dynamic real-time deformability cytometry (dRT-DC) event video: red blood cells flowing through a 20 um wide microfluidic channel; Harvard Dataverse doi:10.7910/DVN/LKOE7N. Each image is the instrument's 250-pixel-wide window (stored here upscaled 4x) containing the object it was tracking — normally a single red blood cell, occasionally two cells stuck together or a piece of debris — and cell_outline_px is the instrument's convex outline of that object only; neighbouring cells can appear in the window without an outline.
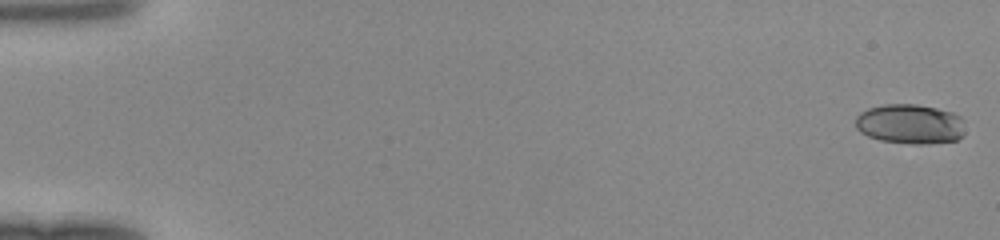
{"species": "human", "species_latin": "Homo sapiens", "temperature_condition": "room temperature", "stored_images_in_passage": 48, "camera_frame_rate_fps": 3000, "um_per_image_px": 0.085, "donor": {"sex": "female"}, "frame": {"image": 1, "passage_image": 1, "time_ms": 0.0, "image_size_px": [1000, 240], "cell_outline_px": [[964, 132], [956, 140], [928, 144], [916, 144], [880, 140], [868, 136], [860, 132], [856, 128], [856, 116], [860, 112], [868, 108], [884, 104], [916, 104], [936, 108], [952, 112], [960, 116], [964, 120]], "centroid_in_image_um": [77.35, 10.53], "position_along_channel_um": 7.6, "area_um2": 25.49}}
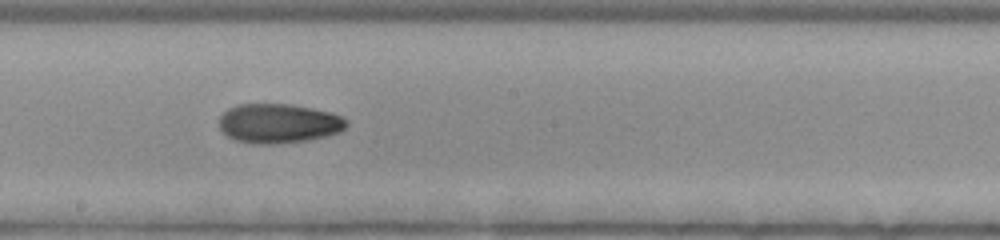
{"frame": {"image": 2, "passage_image": 28, "time_ms": 9.0, "image_size_px": [1000, 240], "cell_outline_px": [[348, 124], [340, 132], [308, 140], [272, 144], [252, 144], [232, 140], [220, 128], [220, 116], [228, 108], [236, 104], [288, 104], [312, 108], [332, 112], [348, 120]], "centroid_in_image_um": [23.67, 10.49], "position_along_channel_um": 224.5, "area_um2": 29.36}}
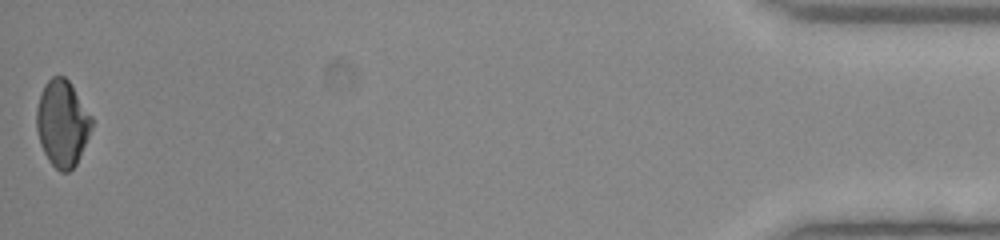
{"frame": {"image": 3, "passage_image": 48, "time_ms": 15.667, "image_size_px": [1000, 240], "cell_outline_px": [[92, 128], [80, 156], [76, 164], [68, 172], [60, 172], [48, 160], [40, 144], [36, 128], [36, 108], [40, 92], [44, 84], [52, 76], [64, 76], [68, 80], [92, 116]], "centroid_in_image_um": [5.28, 10.48], "position_along_channel_um": 429.9, "area_um2": 27.8}}